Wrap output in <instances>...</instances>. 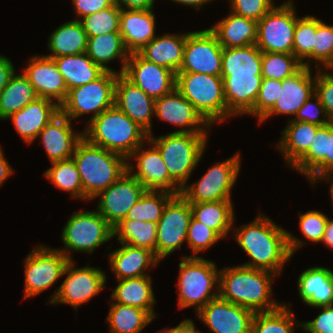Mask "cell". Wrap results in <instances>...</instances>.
Returning <instances> with one entry per match:
<instances>
[{
  "label": "cell",
  "mask_w": 333,
  "mask_h": 333,
  "mask_svg": "<svg viewBox=\"0 0 333 333\" xmlns=\"http://www.w3.org/2000/svg\"><path fill=\"white\" fill-rule=\"evenodd\" d=\"M149 148L146 150L143 144L140 145L129 157L137 160L138 171L130 161L127 162V171L134 176L146 190L167 191L174 194H181L182 188L170 177L159 150L148 140ZM133 172V173H132Z\"/></svg>",
  "instance_id": "17"
},
{
  "label": "cell",
  "mask_w": 333,
  "mask_h": 333,
  "mask_svg": "<svg viewBox=\"0 0 333 333\" xmlns=\"http://www.w3.org/2000/svg\"><path fill=\"white\" fill-rule=\"evenodd\" d=\"M73 260L66 265L63 274L65 280L52 294L50 304H69L76 311L83 303L88 302L105 287L106 275L100 268L85 266L74 268Z\"/></svg>",
  "instance_id": "13"
},
{
  "label": "cell",
  "mask_w": 333,
  "mask_h": 333,
  "mask_svg": "<svg viewBox=\"0 0 333 333\" xmlns=\"http://www.w3.org/2000/svg\"><path fill=\"white\" fill-rule=\"evenodd\" d=\"M302 67V63L293 54L262 52V78L283 81Z\"/></svg>",
  "instance_id": "46"
},
{
  "label": "cell",
  "mask_w": 333,
  "mask_h": 333,
  "mask_svg": "<svg viewBox=\"0 0 333 333\" xmlns=\"http://www.w3.org/2000/svg\"><path fill=\"white\" fill-rule=\"evenodd\" d=\"M15 71L11 60L0 55V93L5 88L10 78L14 75Z\"/></svg>",
  "instance_id": "60"
},
{
  "label": "cell",
  "mask_w": 333,
  "mask_h": 333,
  "mask_svg": "<svg viewBox=\"0 0 333 333\" xmlns=\"http://www.w3.org/2000/svg\"><path fill=\"white\" fill-rule=\"evenodd\" d=\"M262 214H258L251 223L234 228L232 235L251 258L250 262L242 265L280 276L285 263L306 242Z\"/></svg>",
  "instance_id": "1"
},
{
  "label": "cell",
  "mask_w": 333,
  "mask_h": 333,
  "mask_svg": "<svg viewBox=\"0 0 333 333\" xmlns=\"http://www.w3.org/2000/svg\"><path fill=\"white\" fill-rule=\"evenodd\" d=\"M299 228L302 235L308 241L320 243L323 239L326 223L328 220L327 215L321 211L312 210L306 213L299 212Z\"/></svg>",
  "instance_id": "52"
},
{
  "label": "cell",
  "mask_w": 333,
  "mask_h": 333,
  "mask_svg": "<svg viewBox=\"0 0 333 333\" xmlns=\"http://www.w3.org/2000/svg\"><path fill=\"white\" fill-rule=\"evenodd\" d=\"M239 151L233 157L217 162L195 183L184 185L181 195L189 203L231 200V190L241 167Z\"/></svg>",
  "instance_id": "10"
},
{
  "label": "cell",
  "mask_w": 333,
  "mask_h": 333,
  "mask_svg": "<svg viewBox=\"0 0 333 333\" xmlns=\"http://www.w3.org/2000/svg\"><path fill=\"white\" fill-rule=\"evenodd\" d=\"M194 321L191 319H184L177 326L165 328V333H202L195 329Z\"/></svg>",
  "instance_id": "61"
},
{
  "label": "cell",
  "mask_w": 333,
  "mask_h": 333,
  "mask_svg": "<svg viewBox=\"0 0 333 333\" xmlns=\"http://www.w3.org/2000/svg\"><path fill=\"white\" fill-rule=\"evenodd\" d=\"M301 327L293 312L283 303L278 309L269 312H256L252 321L251 333H294Z\"/></svg>",
  "instance_id": "42"
},
{
  "label": "cell",
  "mask_w": 333,
  "mask_h": 333,
  "mask_svg": "<svg viewBox=\"0 0 333 333\" xmlns=\"http://www.w3.org/2000/svg\"><path fill=\"white\" fill-rule=\"evenodd\" d=\"M311 72V67L303 66L293 76L280 80L279 99L259 124L271 115L295 116L300 107L315 94V75L313 76Z\"/></svg>",
  "instance_id": "23"
},
{
  "label": "cell",
  "mask_w": 333,
  "mask_h": 333,
  "mask_svg": "<svg viewBox=\"0 0 333 333\" xmlns=\"http://www.w3.org/2000/svg\"><path fill=\"white\" fill-rule=\"evenodd\" d=\"M173 2L180 4H183L184 6H192L196 10H200L201 6L206 5L207 3H210L212 0H171Z\"/></svg>",
  "instance_id": "64"
},
{
  "label": "cell",
  "mask_w": 333,
  "mask_h": 333,
  "mask_svg": "<svg viewBox=\"0 0 333 333\" xmlns=\"http://www.w3.org/2000/svg\"><path fill=\"white\" fill-rule=\"evenodd\" d=\"M332 176H333V174H327V175L319 178L317 180V182H319V181L321 182V180L322 181H324V180L326 181L327 180L326 182H329V181L331 182L332 181L331 185H330V191L329 192L331 194V199H332L331 201H332V206H333V177ZM331 178H332V180H331Z\"/></svg>",
  "instance_id": "65"
},
{
  "label": "cell",
  "mask_w": 333,
  "mask_h": 333,
  "mask_svg": "<svg viewBox=\"0 0 333 333\" xmlns=\"http://www.w3.org/2000/svg\"><path fill=\"white\" fill-rule=\"evenodd\" d=\"M146 189L126 171L115 183L100 192L96 211L112 226L125 219L131 207L140 199Z\"/></svg>",
  "instance_id": "16"
},
{
  "label": "cell",
  "mask_w": 333,
  "mask_h": 333,
  "mask_svg": "<svg viewBox=\"0 0 333 333\" xmlns=\"http://www.w3.org/2000/svg\"><path fill=\"white\" fill-rule=\"evenodd\" d=\"M37 98L33 86L24 74L14 73L0 93V119L6 120Z\"/></svg>",
  "instance_id": "39"
},
{
  "label": "cell",
  "mask_w": 333,
  "mask_h": 333,
  "mask_svg": "<svg viewBox=\"0 0 333 333\" xmlns=\"http://www.w3.org/2000/svg\"><path fill=\"white\" fill-rule=\"evenodd\" d=\"M113 237H116L120 243L152 251L156 256L157 223L155 222L123 219L113 227Z\"/></svg>",
  "instance_id": "40"
},
{
  "label": "cell",
  "mask_w": 333,
  "mask_h": 333,
  "mask_svg": "<svg viewBox=\"0 0 333 333\" xmlns=\"http://www.w3.org/2000/svg\"><path fill=\"white\" fill-rule=\"evenodd\" d=\"M255 312L220 296L210 300L197 312L213 333H251Z\"/></svg>",
  "instance_id": "18"
},
{
  "label": "cell",
  "mask_w": 333,
  "mask_h": 333,
  "mask_svg": "<svg viewBox=\"0 0 333 333\" xmlns=\"http://www.w3.org/2000/svg\"><path fill=\"white\" fill-rule=\"evenodd\" d=\"M280 94V80L262 78L258 97L253 110L249 113L257 116L258 122L273 108Z\"/></svg>",
  "instance_id": "51"
},
{
  "label": "cell",
  "mask_w": 333,
  "mask_h": 333,
  "mask_svg": "<svg viewBox=\"0 0 333 333\" xmlns=\"http://www.w3.org/2000/svg\"><path fill=\"white\" fill-rule=\"evenodd\" d=\"M86 54L104 71L122 74L124 73L130 53L124 46L120 32H111L95 37H88ZM115 59H120L122 64L121 70L118 72L107 66L108 63Z\"/></svg>",
  "instance_id": "33"
},
{
  "label": "cell",
  "mask_w": 333,
  "mask_h": 333,
  "mask_svg": "<svg viewBox=\"0 0 333 333\" xmlns=\"http://www.w3.org/2000/svg\"><path fill=\"white\" fill-rule=\"evenodd\" d=\"M222 50L223 47L210 29L187 32L183 63L179 72L221 76Z\"/></svg>",
  "instance_id": "15"
},
{
  "label": "cell",
  "mask_w": 333,
  "mask_h": 333,
  "mask_svg": "<svg viewBox=\"0 0 333 333\" xmlns=\"http://www.w3.org/2000/svg\"><path fill=\"white\" fill-rule=\"evenodd\" d=\"M13 174V170L4 157V152L0 148V186L8 179L10 175Z\"/></svg>",
  "instance_id": "62"
},
{
  "label": "cell",
  "mask_w": 333,
  "mask_h": 333,
  "mask_svg": "<svg viewBox=\"0 0 333 333\" xmlns=\"http://www.w3.org/2000/svg\"><path fill=\"white\" fill-rule=\"evenodd\" d=\"M230 3L233 13L257 22L275 6L272 0H230Z\"/></svg>",
  "instance_id": "53"
},
{
  "label": "cell",
  "mask_w": 333,
  "mask_h": 333,
  "mask_svg": "<svg viewBox=\"0 0 333 333\" xmlns=\"http://www.w3.org/2000/svg\"><path fill=\"white\" fill-rule=\"evenodd\" d=\"M312 99L315 101H312ZM320 115L324 118L321 119ZM295 121L308 122L311 124L326 126L331 123L324 106L322 105L320 99L314 94L311 96L298 110Z\"/></svg>",
  "instance_id": "54"
},
{
  "label": "cell",
  "mask_w": 333,
  "mask_h": 333,
  "mask_svg": "<svg viewBox=\"0 0 333 333\" xmlns=\"http://www.w3.org/2000/svg\"><path fill=\"white\" fill-rule=\"evenodd\" d=\"M118 75L116 72L105 71L96 80L70 89L66 100L60 105V112L71 121L88 113L92 114V120L113 107Z\"/></svg>",
  "instance_id": "9"
},
{
  "label": "cell",
  "mask_w": 333,
  "mask_h": 333,
  "mask_svg": "<svg viewBox=\"0 0 333 333\" xmlns=\"http://www.w3.org/2000/svg\"><path fill=\"white\" fill-rule=\"evenodd\" d=\"M221 77L227 104V119L230 116L249 115L259 94L262 75Z\"/></svg>",
  "instance_id": "27"
},
{
  "label": "cell",
  "mask_w": 333,
  "mask_h": 333,
  "mask_svg": "<svg viewBox=\"0 0 333 333\" xmlns=\"http://www.w3.org/2000/svg\"><path fill=\"white\" fill-rule=\"evenodd\" d=\"M153 320L143 309L111 301L106 323L110 333H141Z\"/></svg>",
  "instance_id": "41"
},
{
  "label": "cell",
  "mask_w": 333,
  "mask_h": 333,
  "mask_svg": "<svg viewBox=\"0 0 333 333\" xmlns=\"http://www.w3.org/2000/svg\"><path fill=\"white\" fill-rule=\"evenodd\" d=\"M113 2L121 10H148L153 9L155 0H113Z\"/></svg>",
  "instance_id": "59"
},
{
  "label": "cell",
  "mask_w": 333,
  "mask_h": 333,
  "mask_svg": "<svg viewBox=\"0 0 333 333\" xmlns=\"http://www.w3.org/2000/svg\"><path fill=\"white\" fill-rule=\"evenodd\" d=\"M174 195L167 191L146 190L128 211L125 219L158 223L166 204Z\"/></svg>",
  "instance_id": "43"
},
{
  "label": "cell",
  "mask_w": 333,
  "mask_h": 333,
  "mask_svg": "<svg viewBox=\"0 0 333 333\" xmlns=\"http://www.w3.org/2000/svg\"><path fill=\"white\" fill-rule=\"evenodd\" d=\"M318 308L321 313L312 321L301 322V328L306 333H333V305Z\"/></svg>",
  "instance_id": "56"
},
{
  "label": "cell",
  "mask_w": 333,
  "mask_h": 333,
  "mask_svg": "<svg viewBox=\"0 0 333 333\" xmlns=\"http://www.w3.org/2000/svg\"><path fill=\"white\" fill-rule=\"evenodd\" d=\"M72 126L71 120L60 112L40 131L38 138L51 163L70 159L83 139V132H74Z\"/></svg>",
  "instance_id": "24"
},
{
  "label": "cell",
  "mask_w": 333,
  "mask_h": 333,
  "mask_svg": "<svg viewBox=\"0 0 333 333\" xmlns=\"http://www.w3.org/2000/svg\"><path fill=\"white\" fill-rule=\"evenodd\" d=\"M179 268L177 290L180 309L195 306L197 313L210 300L219 296L220 270L213 261L203 257L184 255Z\"/></svg>",
  "instance_id": "6"
},
{
  "label": "cell",
  "mask_w": 333,
  "mask_h": 333,
  "mask_svg": "<svg viewBox=\"0 0 333 333\" xmlns=\"http://www.w3.org/2000/svg\"><path fill=\"white\" fill-rule=\"evenodd\" d=\"M155 115L162 121L181 127V130L174 132L208 133L211 127L176 88L171 93L155 99Z\"/></svg>",
  "instance_id": "20"
},
{
  "label": "cell",
  "mask_w": 333,
  "mask_h": 333,
  "mask_svg": "<svg viewBox=\"0 0 333 333\" xmlns=\"http://www.w3.org/2000/svg\"><path fill=\"white\" fill-rule=\"evenodd\" d=\"M160 333H165V328L163 329V330H161V331H159Z\"/></svg>",
  "instance_id": "67"
},
{
  "label": "cell",
  "mask_w": 333,
  "mask_h": 333,
  "mask_svg": "<svg viewBox=\"0 0 333 333\" xmlns=\"http://www.w3.org/2000/svg\"><path fill=\"white\" fill-rule=\"evenodd\" d=\"M315 75V95L320 99L326 113L333 123V76L322 69Z\"/></svg>",
  "instance_id": "55"
},
{
  "label": "cell",
  "mask_w": 333,
  "mask_h": 333,
  "mask_svg": "<svg viewBox=\"0 0 333 333\" xmlns=\"http://www.w3.org/2000/svg\"><path fill=\"white\" fill-rule=\"evenodd\" d=\"M333 173V123L328 124V146L325 158L306 176L314 185L317 180Z\"/></svg>",
  "instance_id": "57"
},
{
  "label": "cell",
  "mask_w": 333,
  "mask_h": 333,
  "mask_svg": "<svg viewBox=\"0 0 333 333\" xmlns=\"http://www.w3.org/2000/svg\"><path fill=\"white\" fill-rule=\"evenodd\" d=\"M258 22L232 11L216 23L210 30L216 35L218 42L225 48L246 47L256 44Z\"/></svg>",
  "instance_id": "31"
},
{
  "label": "cell",
  "mask_w": 333,
  "mask_h": 333,
  "mask_svg": "<svg viewBox=\"0 0 333 333\" xmlns=\"http://www.w3.org/2000/svg\"><path fill=\"white\" fill-rule=\"evenodd\" d=\"M23 71L38 97L53 100L59 106L66 100L68 89L53 58L35 55Z\"/></svg>",
  "instance_id": "22"
},
{
  "label": "cell",
  "mask_w": 333,
  "mask_h": 333,
  "mask_svg": "<svg viewBox=\"0 0 333 333\" xmlns=\"http://www.w3.org/2000/svg\"><path fill=\"white\" fill-rule=\"evenodd\" d=\"M83 185V199L93 200L127 171V159L88 142L84 137L71 157Z\"/></svg>",
  "instance_id": "4"
},
{
  "label": "cell",
  "mask_w": 333,
  "mask_h": 333,
  "mask_svg": "<svg viewBox=\"0 0 333 333\" xmlns=\"http://www.w3.org/2000/svg\"><path fill=\"white\" fill-rule=\"evenodd\" d=\"M60 106L53 100L38 97L19 111L11 114L14 128L20 137L30 144L38 138L40 131L58 114Z\"/></svg>",
  "instance_id": "25"
},
{
  "label": "cell",
  "mask_w": 333,
  "mask_h": 333,
  "mask_svg": "<svg viewBox=\"0 0 333 333\" xmlns=\"http://www.w3.org/2000/svg\"><path fill=\"white\" fill-rule=\"evenodd\" d=\"M120 13L121 9L114 4L105 10L88 15L80 21L87 36L95 37L101 34L119 32Z\"/></svg>",
  "instance_id": "47"
},
{
  "label": "cell",
  "mask_w": 333,
  "mask_h": 333,
  "mask_svg": "<svg viewBox=\"0 0 333 333\" xmlns=\"http://www.w3.org/2000/svg\"><path fill=\"white\" fill-rule=\"evenodd\" d=\"M262 51L255 45L222 50L221 76L262 75Z\"/></svg>",
  "instance_id": "37"
},
{
  "label": "cell",
  "mask_w": 333,
  "mask_h": 333,
  "mask_svg": "<svg viewBox=\"0 0 333 333\" xmlns=\"http://www.w3.org/2000/svg\"><path fill=\"white\" fill-rule=\"evenodd\" d=\"M327 247L333 250V219L328 218L322 241Z\"/></svg>",
  "instance_id": "63"
},
{
  "label": "cell",
  "mask_w": 333,
  "mask_h": 333,
  "mask_svg": "<svg viewBox=\"0 0 333 333\" xmlns=\"http://www.w3.org/2000/svg\"><path fill=\"white\" fill-rule=\"evenodd\" d=\"M190 206L192 216L213 229L222 239L233 230L235 217L232 200L190 203Z\"/></svg>",
  "instance_id": "38"
},
{
  "label": "cell",
  "mask_w": 333,
  "mask_h": 333,
  "mask_svg": "<svg viewBox=\"0 0 333 333\" xmlns=\"http://www.w3.org/2000/svg\"><path fill=\"white\" fill-rule=\"evenodd\" d=\"M123 74L153 99L171 93L176 85L173 71L147 61L138 53L129 54Z\"/></svg>",
  "instance_id": "19"
},
{
  "label": "cell",
  "mask_w": 333,
  "mask_h": 333,
  "mask_svg": "<svg viewBox=\"0 0 333 333\" xmlns=\"http://www.w3.org/2000/svg\"><path fill=\"white\" fill-rule=\"evenodd\" d=\"M297 19L293 1L274 6L258 21L255 45L262 52L292 54Z\"/></svg>",
  "instance_id": "11"
},
{
  "label": "cell",
  "mask_w": 333,
  "mask_h": 333,
  "mask_svg": "<svg viewBox=\"0 0 333 333\" xmlns=\"http://www.w3.org/2000/svg\"><path fill=\"white\" fill-rule=\"evenodd\" d=\"M120 244L122 247L110 252L108 256L117 280L147 276L145 270L160 262L152 251L126 243Z\"/></svg>",
  "instance_id": "28"
},
{
  "label": "cell",
  "mask_w": 333,
  "mask_h": 333,
  "mask_svg": "<svg viewBox=\"0 0 333 333\" xmlns=\"http://www.w3.org/2000/svg\"><path fill=\"white\" fill-rule=\"evenodd\" d=\"M321 126L291 119L282 130V137L276 143L286 163L291 166L308 150L317 130Z\"/></svg>",
  "instance_id": "34"
},
{
  "label": "cell",
  "mask_w": 333,
  "mask_h": 333,
  "mask_svg": "<svg viewBox=\"0 0 333 333\" xmlns=\"http://www.w3.org/2000/svg\"><path fill=\"white\" fill-rule=\"evenodd\" d=\"M328 146V125L321 126L308 150L291 166L307 176L326 156Z\"/></svg>",
  "instance_id": "48"
},
{
  "label": "cell",
  "mask_w": 333,
  "mask_h": 333,
  "mask_svg": "<svg viewBox=\"0 0 333 333\" xmlns=\"http://www.w3.org/2000/svg\"><path fill=\"white\" fill-rule=\"evenodd\" d=\"M186 33L156 36L137 53L149 62L163 66L175 74L183 63Z\"/></svg>",
  "instance_id": "30"
},
{
  "label": "cell",
  "mask_w": 333,
  "mask_h": 333,
  "mask_svg": "<svg viewBox=\"0 0 333 333\" xmlns=\"http://www.w3.org/2000/svg\"><path fill=\"white\" fill-rule=\"evenodd\" d=\"M331 70L333 72V62L326 68V70ZM330 75L333 76V73H331Z\"/></svg>",
  "instance_id": "66"
},
{
  "label": "cell",
  "mask_w": 333,
  "mask_h": 333,
  "mask_svg": "<svg viewBox=\"0 0 333 333\" xmlns=\"http://www.w3.org/2000/svg\"><path fill=\"white\" fill-rule=\"evenodd\" d=\"M297 285L300 299L310 307L333 305V271L329 268L306 269L299 275Z\"/></svg>",
  "instance_id": "29"
},
{
  "label": "cell",
  "mask_w": 333,
  "mask_h": 333,
  "mask_svg": "<svg viewBox=\"0 0 333 333\" xmlns=\"http://www.w3.org/2000/svg\"><path fill=\"white\" fill-rule=\"evenodd\" d=\"M220 239L222 238L213 229L192 216L187 230L186 243L192 249L193 257L194 255L196 257L199 252L206 251Z\"/></svg>",
  "instance_id": "50"
},
{
  "label": "cell",
  "mask_w": 333,
  "mask_h": 333,
  "mask_svg": "<svg viewBox=\"0 0 333 333\" xmlns=\"http://www.w3.org/2000/svg\"><path fill=\"white\" fill-rule=\"evenodd\" d=\"M118 285L111 294L112 301L119 304L137 307L145 310L153 319L156 318L154 304L156 303L152 279L147 276L117 280Z\"/></svg>",
  "instance_id": "32"
},
{
  "label": "cell",
  "mask_w": 333,
  "mask_h": 333,
  "mask_svg": "<svg viewBox=\"0 0 333 333\" xmlns=\"http://www.w3.org/2000/svg\"><path fill=\"white\" fill-rule=\"evenodd\" d=\"M70 260L57 248L37 245L24 261L25 288L24 299L42 293L64 276Z\"/></svg>",
  "instance_id": "12"
},
{
  "label": "cell",
  "mask_w": 333,
  "mask_h": 333,
  "mask_svg": "<svg viewBox=\"0 0 333 333\" xmlns=\"http://www.w3.org/2000/svg\"><path fill=\"white\" fill-rule=\"evenodd\" d=\"M77 20L114 5L113 0H72Z\"/></svg>",
  "instance_id": "58"
},
{
  "label": "cell",
  "mask_w": 333,
  "mask_h": 333,
  "mask_svg": "<svg viewBox=\"0 0 333 333\" xmlns=\"http://www.w3.org/2000/svg\"><path fill=\"white\" fill-rule=\"evenodd\" d=\"M50 58L85 53L88 36L80 20L67 21L56 28L49 37Z\"/></svg>",
  "instance_id": "35"
},
{
  "label": "cell",
  "mask_w": 333,
  "mask_h": 333,
  "mask_svg": "<svg viewBox=\"0 0 333 333\" xmlns=\"http://www.w3.org/2000/svg\"><path fill=\"white\" fill-rule=\"evenodd\" d=\"M68 91L99 78L105 71L85 53L53 58Z\"/></svg>",
  "instance_id": "36"
},
{
  "label": "cell",
  "mask_w": 333,
  "mask_h": 333,
  "mask_svg": "<svg viewBox=\"0 0 333 333\" xmlns=\"http://www.w3.org/2000/svg\"><path fill=\"white\" fill-rule=\"evenodd\" d=\"M315 35L316 17L311 15L301 18L298 17L293 38L292 54L305 67H311L309 62H313V45Z\"/></svg>",
  "instance_id": "45"
},
{
  "label": "cell",
  "mask_w": 333,
  "mask_h": 333,
  "mask_svg": "<svg viewBox=\"0 0 333 333\" xmlns=\"http://www.w3.org/2000/svg\"><path fill=\"white\" fill-rule=\"evenodd\" d=\"M44 176L59 189L70 192L72 198L83 200V185L72 158L52 163Z\"/></svg>",
  "instance_id": "44"
},
{
  "label": "cell",
  "mask_w": 333,
  "mask_h": 333,
  "mask_svg": "<svg viewBox=\"0 0 333 333\" xmlns=\"http://www.w3.org/2000/svg\"><path fill=\"white\" fill-rule=\"evenodd\" d=\"M175 88L194 106L210 125L227 118L223 79L203 73L178 72Z\"/></svg>",
  "instance_id": "7"
},
{
  "label": "cell",
  "mask_w": 333,
  "mask_h": 333,
  "mask_svg": "<svg viewBox=\"0 0 333 333\" xmlns=\"http://www.w3.org/2000/svg\"><path fill=\"white\" fill-rule=\"evenodd\" d=\"M275 276L278 275L244 265L225 267L219 271V296L255 313L276 310L283 303L271 298Z\"/></svg>",
  "instance_id": "2"
},
{
  "label": "cell",
  "mask_w": 333,
  "mask_h": 333,
  "mask_svg": "<svg viewBox=\"0 0 333 333\" xmlns=\"http://www.w3.org/2000/svg\"><path fill=\"white\" fill-rule=\"evenodd\" d=\"M83 137L93 145L128 157L148 140V133L115 105L87 123Z\"/></svg>",
  "instance_id": "3"
},
{
  "label": "cell",
  "mask_w": 333,
  "mask_h": 333,
  "mask_svg": "<svg viewBox=\"0 0 333 333\" xmlns=\"http://www.w3.org/2000/svg\"><path fill=\"white\" fill-rule=\"evenodd\" d=\"M114 105L143 128L148 135L152 134V116L155 99L132 83L123 73L115 82Z\"/></svg>",
  "instance_id": "21"
},
{
  "label": "cell",
  "mask_w": 333,
  "mask_h": 333,
  "mask_svg": "<svg viewBox=\"0 0 333 333\" xmlns=\"http://www.w3.org/2000/svg\"><path fill=\"white\" fill-rule=\"evenodd\" d=\"M112 238L113 227L100 213L96 210L77 211L69 217L63 228L61 240L64 248L58 250L72 260L70 250L91 254Z\"/></svg>",
  "instance_id": "8"
},
{
  "label": "cell",
  "mask_w": 333,
  "mask_h": 333,
  "mask_svg": "<svg viewBox=\"0 0 333 333\" xmlns=\"http://www.w3.org/2000/svg\"><path fill=\"white\" fill-rule=\"evenodd\" d=\"M313 60L317 69H322L323 65L327 68L333 62V25L326 24L317 18Z\"/></svg>",
  "instance_id": "49"
},
{
  "label": "cell",
  "mask_w": 333,
  "mask_h": 333,
  "mask_svg": "<svg viewBox=\"0 0 333 333\" xmlns=\"http://www.w3.org/2000/svg\"><path fill=\"white\" fill-rule=\"evenodd\" d=\"M155 24L153 9L121 10L119 32L129 53H137L156 37Z\"/></svg>",
  "instance_id": "26"
},
{
  "label": "cell",
  "mask_w": 333,
  "mask_h": 333,
  "mask_svg": "<svg viewBox=\"0 0 333 333\" xmlns=\"http://www.w3.org/2000/svg\"><path fill=\"white\" fill-rule=\"evenodd\" d=\"M209 133L172 132L148 141L160 152L170 177L182 188L197 167L207 146Z\"/></svg>",
  "instance_id": "5"
},
{
  "label": "cell",
  "mask_w": 333,
  "mask_h": 333,
  "mask_svg": "<svg viewBox=\"0 0 333 333\" xmlns=\"http://www.w3.org/2000/svg\"><path fill=\"white\" fill-rule=\"evenodd\" d=\"M191 218L190 203L181 194H175L166 204L157 223L156 257L160 261L181 249L187 241Z\"/></svg>",
  "instance_id": "14"
}]
</instances>
